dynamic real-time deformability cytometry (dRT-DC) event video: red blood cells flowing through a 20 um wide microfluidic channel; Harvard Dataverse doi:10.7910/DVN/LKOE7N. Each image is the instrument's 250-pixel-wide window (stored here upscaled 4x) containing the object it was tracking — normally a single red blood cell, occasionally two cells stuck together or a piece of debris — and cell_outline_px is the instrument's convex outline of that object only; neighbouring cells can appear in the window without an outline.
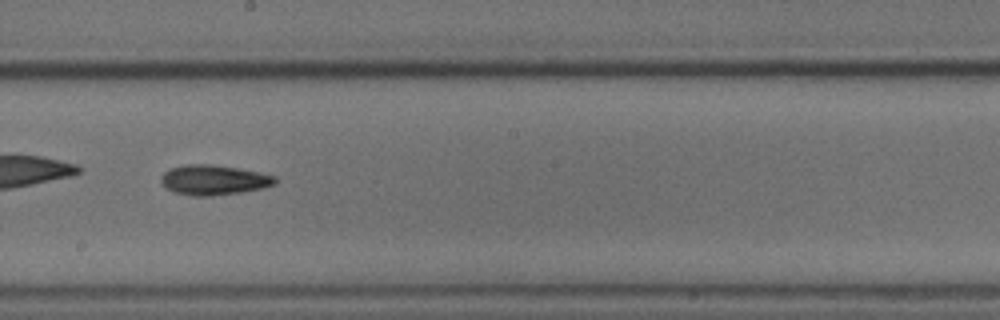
{"species": "common noctule bat (a hibernating species)", "species_latin": "Nyctalus noctula", "temperature_condition": "cold", "stored_images_in_passage": 42, "camera_frame_rate_fps": 3000, "um_per_image_px": 0.085, "animal": {"sex": "male", "body_mass_g": 18.8}, "frame": {"image": 1, "passage_image": 24, "time_ms": 7.667, "image_size_px": [1000, 320], "cell_outline_px": [[276, 184], [264, 188], [240, 192], [212, 196], [196, 196], [176, 192], [168, 188], [160, 180], [160, 176], [168, 168], [184, 164], [208, 164], [236, 168], [260, 172], [276, 176]], "centroid_in_image_um": [18.18, 15.28], "position_along_channel_um": 230.0, "area_um2": 19.88}}